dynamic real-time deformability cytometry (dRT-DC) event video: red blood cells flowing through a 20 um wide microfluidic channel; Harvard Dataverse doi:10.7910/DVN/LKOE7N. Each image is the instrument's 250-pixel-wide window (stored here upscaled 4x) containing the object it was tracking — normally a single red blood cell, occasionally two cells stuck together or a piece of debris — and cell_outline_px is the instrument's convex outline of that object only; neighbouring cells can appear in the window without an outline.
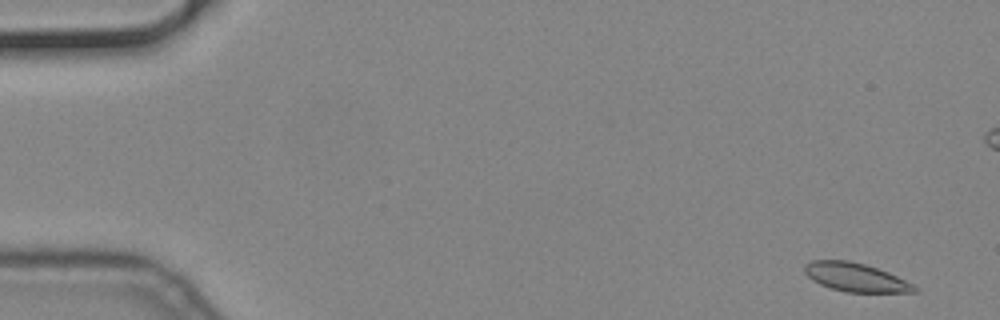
{"species": "common noctule bat (a hibernating species)", "species_latin": "Nyctalus noctula", "temperature_condition": "cold", "stored_images_in_passage": 13, "camera_frame_rate_fps": 3000, "um_per_image_px": 0.085, "animal": {"sex": "male", "body_mass_g": 19.2, "forearm_length_mm": 51.8}, "frame": {"image": 1, "passage_image": 2, "time_ms": 0.333, "image_size_px": [1000, 320], "cell_outline_px": [[920, 292], [848, 292], [832, 288], [820, 284], [812, 280], [804, 272], [804, 264], [812, 260], [848, 260], [864, 264], [888, 272], [920, 288]], "centroid_in_image_um": [72.72, 23.57], "position_along_channel_um": 12.3, "area_um2": 18.21}}